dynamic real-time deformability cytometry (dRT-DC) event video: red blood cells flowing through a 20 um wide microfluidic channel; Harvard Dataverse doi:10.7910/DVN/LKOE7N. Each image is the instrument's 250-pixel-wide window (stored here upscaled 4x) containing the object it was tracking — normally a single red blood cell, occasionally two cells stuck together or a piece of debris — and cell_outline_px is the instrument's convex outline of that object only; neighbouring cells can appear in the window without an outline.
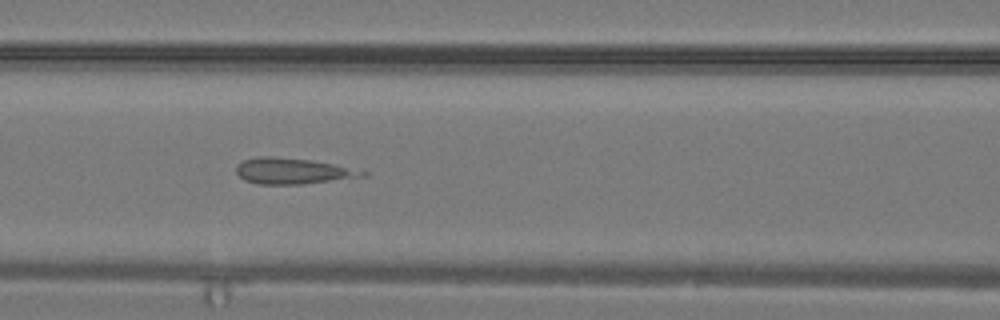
{"species": "common noctule bat (a hibernating species)", "species_latin": "Nyctalus noctula", "temperature_condition": "warm", "stored_images_in_passage": 24, "camera_frame_rate_fps": 3000, "um_per_image_px": 0.085, "animal": {"sex": "male", "body_mass_g": 19.2, "forearm_length_mm": 51.8}, "frame": {"image": 1, "passage_image": 11, "time_ms": 3.333, "image_size_px": [1000, 320], "cell_outline_px": [[368, 176], [304, 184], [256, 184], [244, 180], [236, 172], [236, 164], [244, 160], [256, 156], [272, 156], [312, 160], [332, 164], [368, 172]], "centroid_in_image_um": [24.84, 14.54], "position_along_channel_um": 141.8, "area_um2": 19.13}}
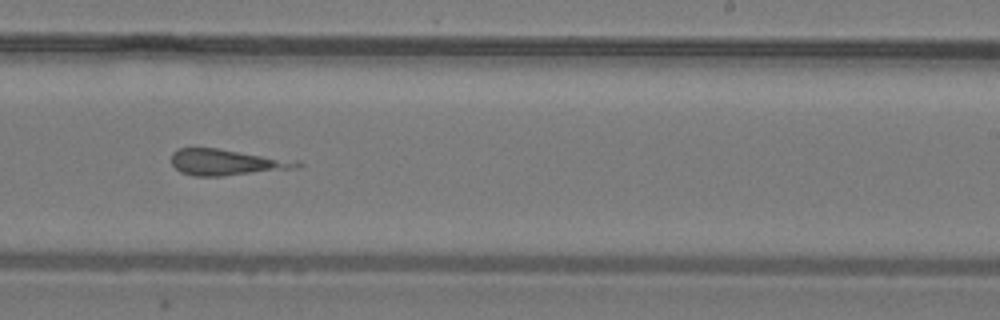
{"frame": {"image": 2, "passage_image": 17, "time_ms": 5.333, "image_size_px": [1000, 320], "cell_outline_px": [[304, 164], [300, 168], [220, 176], [196, 176], [180, 172], [172, 164], [172, 152], [180, 148], [216, 148], [300, 160]], "centroid_in_image_um": [19.34, 13.79], "position_along_channel_um": 269.7, "area_um2": 19.25}}
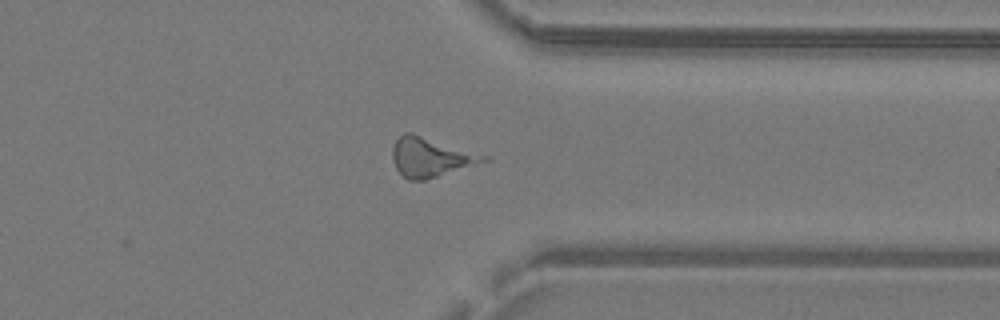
{"frame": {"image": 3, "passage_image": 22, "time_ms": 7.0, "image_size_px": [1000, 320], "cell_outline_px": [[492, 160], [424, 180], [408, 180], [396, 168], [392, 160], [392, 148], [396, 140], [404, 132], [412, 132], [488, 156]], "centroid_in_image_um": [36.61, 13.35], "position_along_channel_um": 374.8, "area_um2": 20.87}}